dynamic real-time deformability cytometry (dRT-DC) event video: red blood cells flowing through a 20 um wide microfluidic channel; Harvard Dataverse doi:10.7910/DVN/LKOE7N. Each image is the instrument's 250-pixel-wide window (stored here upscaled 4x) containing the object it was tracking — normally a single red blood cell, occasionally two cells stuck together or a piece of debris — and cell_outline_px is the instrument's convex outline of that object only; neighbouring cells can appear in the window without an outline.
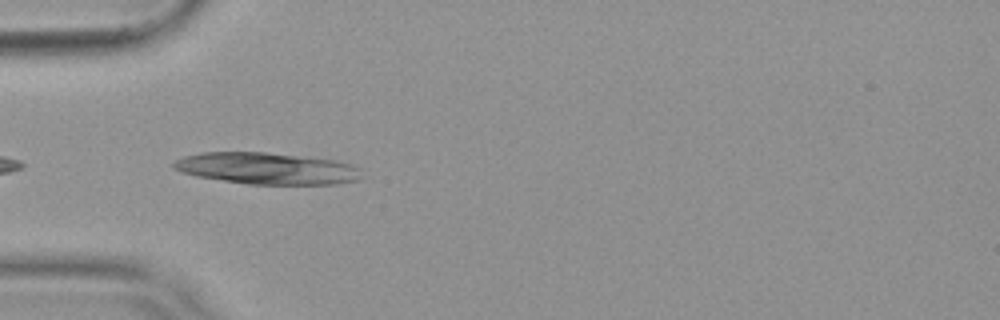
{"species": "common noctule bat (a hibernating species)", "species_latin": "Nyctalus noctula", "temperature_condition": "warm", "stored_images_in_passage": 5, "segment_of_instrument_passage": [1, 2], "camera_frame_rate_fps": 3000, "um_per_image_px": 0.085, "animal": {"sex": "female", "body_mass_g": 19.9}, "frame": {"image": 1, "passage_image": 2, "time_ms": 0.333, "image_size_px": [1000, 320], "cell_outline_px": [[360, 180], [336, 184], [248, 184], [196, 176], [172, 168], [172, 164], [176, 160], [184, 156], [200, 152], [264, 152], [336, 160], [352, 164], [360, 168]], "centroid_in_image_um": [22.7, 14.31], "position_along_channel_um": 62.3, "area_um2": 34.62}}